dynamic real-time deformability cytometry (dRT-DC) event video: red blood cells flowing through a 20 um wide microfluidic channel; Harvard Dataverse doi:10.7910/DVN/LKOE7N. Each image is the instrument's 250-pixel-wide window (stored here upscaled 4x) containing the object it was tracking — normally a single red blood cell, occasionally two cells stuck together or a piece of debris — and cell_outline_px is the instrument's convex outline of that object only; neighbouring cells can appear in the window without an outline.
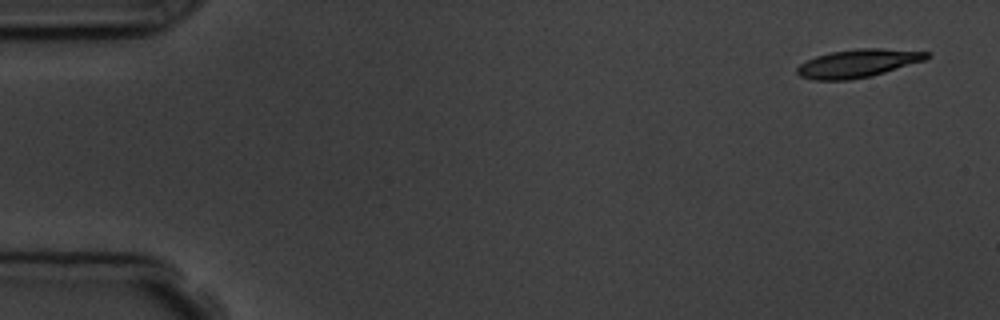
{"species": "common noctule bat (a hibernating species)", "species_latin": "Nyctalus noctula", "temperature_condition": "room temperature", "stored_images_in_passage": 4, "camera_frame_rate_fps": 3000, "um_per_image_px": 0.085, "animal": {"sex": "male", "body_mass_g": 19.5, "forearm_length_mm": 54.6}, "frame": {"image": 1, "passage_image": 1, "time_ms": 0.0, "image_size_px": [1000, 320], "cell_outline_px": [[932, 56], [924, 60], [872, 76], [848, 80], [812, 80], [800, 76], [796, 72], [796, 68], [800, 64], [816, 56], [832, 52], [860, 48], [880, 48], [932, 52]], "centroid_in_image_um": [72.93, 5.38], "position_along_channel_um": 12.1, "area_um2": 21.21}}
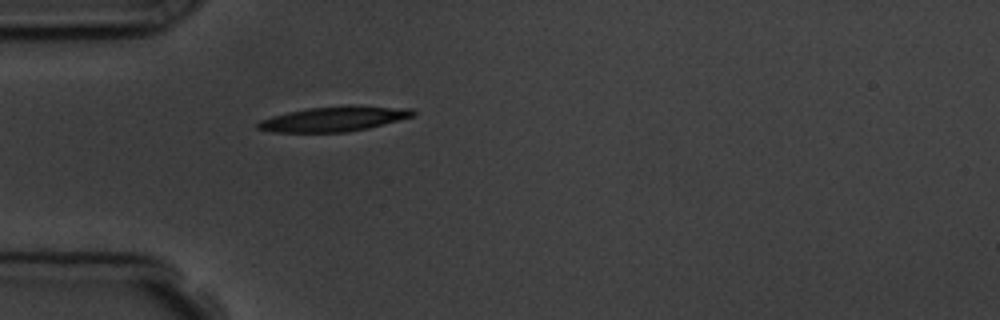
{"frame": {"image": 2, "passage_image": 4, "time_ms": 4.333, "image_size_px": [1000, 320], "cell_outline_px": [[416, 112], [412, 116], [368, 128], [348, 132], [272, 132], [256, 128], [256, 124], [260, 120], [272, 116], [288, 112], [308, 108], [352, 104], [412, 108]], "centroid_in_image_um": [28.39, 10.09], "position_along_channel_um": 56.6, "area_um2": 22.72}}